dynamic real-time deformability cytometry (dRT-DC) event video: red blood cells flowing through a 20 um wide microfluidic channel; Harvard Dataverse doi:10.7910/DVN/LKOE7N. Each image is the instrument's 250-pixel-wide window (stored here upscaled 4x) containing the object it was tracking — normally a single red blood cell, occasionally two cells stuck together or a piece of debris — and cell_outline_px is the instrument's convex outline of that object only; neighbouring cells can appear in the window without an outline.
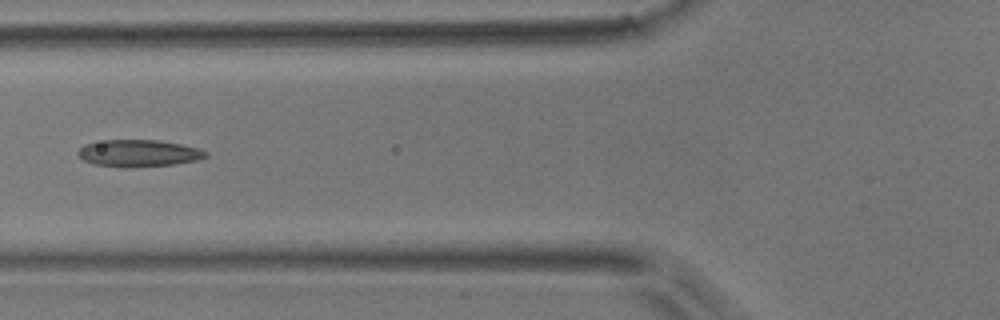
{"species": "common noctule bat (a hibernating species)", "species_latin": "Nyctalus noctula", "temperature_condition": "room temperature", "stored_images_in_passage": 6, "camera_frame_rate_fps": 3000, "um_per_image_px": 0.085, "animal": {"sex": "male", "body_mass_g": 17.9}, "frame": {"image": 1, "passage_image": 6, "time_ms": 1.667, "image_size_px": [1000, 320], "cell_outline_px": [[208, 156], [196, 160], [172, 164], [124, 168], [96, 164], [84, 160], [76, 152], [84, 144], [104, 140], [160, 140], [180, 144], [196, 148], [208, 152]], "centroid_in_image_um": [11.76, 13.02], "position_along_channel_um": 114.0, "area_um2": 19.88}}